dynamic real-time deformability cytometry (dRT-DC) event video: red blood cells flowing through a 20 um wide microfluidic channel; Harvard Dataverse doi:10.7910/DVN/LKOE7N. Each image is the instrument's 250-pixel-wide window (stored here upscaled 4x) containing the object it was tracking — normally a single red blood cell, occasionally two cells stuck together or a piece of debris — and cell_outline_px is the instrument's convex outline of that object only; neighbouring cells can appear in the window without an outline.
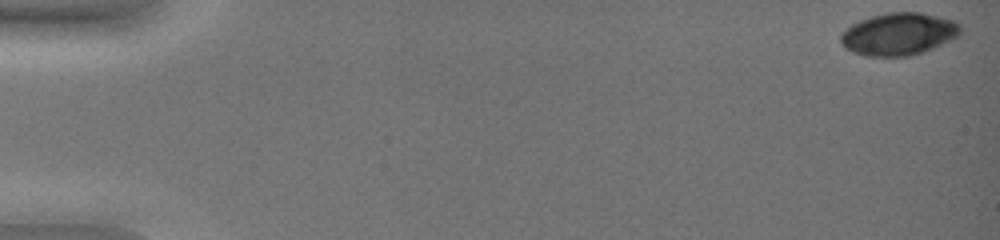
{"species": "common noctule bat (a hibernating species)", "species_latin": "Nyctalus noctula", "temperature_condition": "warm", "stored_images_in_passage": 52, "camera_frame_rate_fps": 3000, "um_per_image_px": 0.085, "animal": {"sex": "female", "body_mass_g": 19.0, "forearm_length_mm": 51.5}, "frame": {"image": 1, "passage_image": 1, "time_ms": 0.0, "image_size_px": [1000, 240], "cell_outline_px": [[960, 36], [924, 52], [908, 56], [864, 56], [852, 52], [844, 48], [840, 44], [840, 32], [852, 24], [860, 20], [872, 16], [888, 12], [920, 12], [956, 20], [960, 24]], "centroid_in_image_um": [76.38, 2.89], "position_along_channel_um": 8.6, "area_um2": 29.94}}
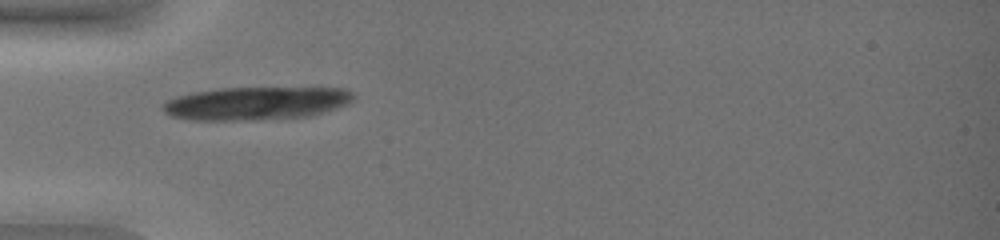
{"frame": {"image": 2, "passage_image": 19, "time_ms": 6.0, "image_size_px": [1000, 240], "cell_outline_px": [[356, 96], [348, 104], [324, 112], [308, 116], [256, 120], [188, 120], [172, 116], [164, 112], [160, 108], [160, 104], [176, 96], [196, 92], [220, 88], [348, 88]], "centroid_in_image_um": [21.76, 8.78], "position_along_channel_um": 63.2, "area_um2": 36.93}}